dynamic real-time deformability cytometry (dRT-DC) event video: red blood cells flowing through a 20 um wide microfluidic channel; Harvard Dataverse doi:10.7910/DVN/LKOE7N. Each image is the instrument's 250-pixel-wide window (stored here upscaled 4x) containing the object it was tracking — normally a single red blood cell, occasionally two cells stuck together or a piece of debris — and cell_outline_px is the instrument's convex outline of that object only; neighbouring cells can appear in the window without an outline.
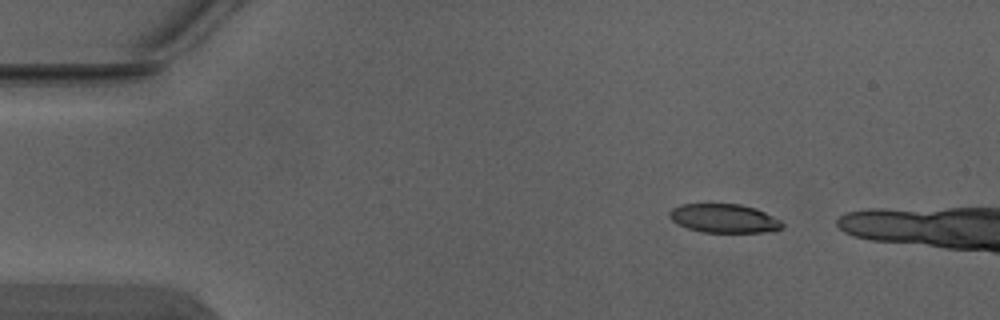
{"species": "Egyptian fruit bat (a non-hibernating species)", "species_latin": "Rousettus aegyptiacus", "temperature_condition": "warm", "stored_images_in_passage": 3, "camera_frame_rate_fps": 3000, "um_per_image_px": 0.085, "animal": {"sex": "male"}, "frame": {"image": 1, "passage_image": 1, "time_ms": 0.0, "image_size_px": [1000, 320], "cell_outline_px": [[784, 228], [764, 232], [704, 232], [688, 228], [672, 220], [668, 216], [668, 212], [672, 208], [680, 204], [740, 204], [756, 208], [780, 220], [784, 224]], "centroid_in_image_um": [61.54, 18.55], "position_along_channel_um": 23.5, "area_um2": 18.84}}